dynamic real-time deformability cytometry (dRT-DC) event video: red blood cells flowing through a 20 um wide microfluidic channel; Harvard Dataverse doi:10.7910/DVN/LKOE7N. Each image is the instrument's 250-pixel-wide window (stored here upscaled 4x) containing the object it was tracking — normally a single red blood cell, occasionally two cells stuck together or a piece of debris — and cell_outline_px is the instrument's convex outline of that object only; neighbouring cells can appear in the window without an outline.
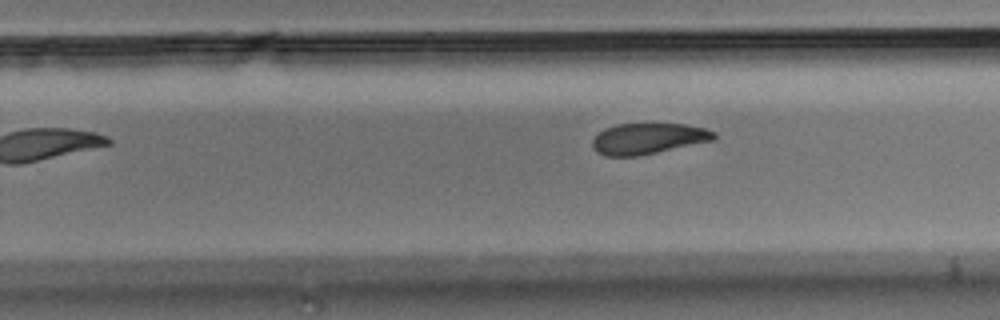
{"species": "Egyptian fruit bat (a non-hibernating species)", "species_latin": "Rousettus aegyptiacus", "temperature_condition": "room temperature", "stored_images_in_passage": 9, "camera_frame_rate_fps": 3000, "um_per_image_px": 0.085, "animal": {"sex": "male"}, "frame": {"image": 1, "passage_image": 9, "time_ms": 2.667, "image_size_px": [1000, 320], "cell_outline_px": [[716, 136], [712, 140], [656, 152], [636, 156], [604, 156], [596, 152], [592, 144], [592, 140], [604, 128], [616, 124], [684, 124], [704, 128], [716, 132]], "centroid_in_image_um": [55.05, 11.77], "position_along_channel_um": 274.8, "area_um2": 21.62}}